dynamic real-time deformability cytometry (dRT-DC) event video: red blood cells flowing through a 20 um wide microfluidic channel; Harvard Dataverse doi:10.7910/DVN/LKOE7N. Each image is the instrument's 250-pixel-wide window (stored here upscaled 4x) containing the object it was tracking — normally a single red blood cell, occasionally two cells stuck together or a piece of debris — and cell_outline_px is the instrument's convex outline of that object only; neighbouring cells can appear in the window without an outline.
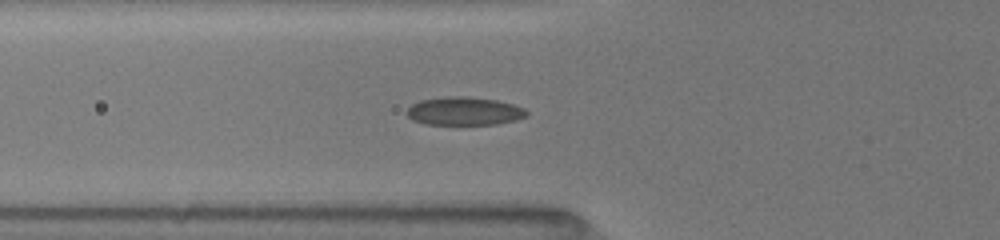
{"species": "common noctule bat (a hibernating species)", "species_latin": "Nyctalus noctula", "temperature_condition": "room temperature", "stored_images_in_passage": 8, "camera_frame_rate_fps": 3000, "um_per_image_px": 0.085, "animal": {"sex": "female", "body_mass_g": 19.5, "forearm_length_mm": 54.1}, "frame": {"image": 1, "passage_image": 8, "time_ms": 5.0, "image_size_px": [1000, 240], "cell_outline_px": [[528, 116], [516, 120], [496, 124], [424, 124], [412, 120], [404, 112], [412, 104], [420, 100], [444, 96], [468, 96], [496, 100], [512, 104], [524, 108], [528, 112]], "centroid_in_image_um": [39.44, 9.44], "position_along_channel_um": 86.4, "area_um2": 19.88}}